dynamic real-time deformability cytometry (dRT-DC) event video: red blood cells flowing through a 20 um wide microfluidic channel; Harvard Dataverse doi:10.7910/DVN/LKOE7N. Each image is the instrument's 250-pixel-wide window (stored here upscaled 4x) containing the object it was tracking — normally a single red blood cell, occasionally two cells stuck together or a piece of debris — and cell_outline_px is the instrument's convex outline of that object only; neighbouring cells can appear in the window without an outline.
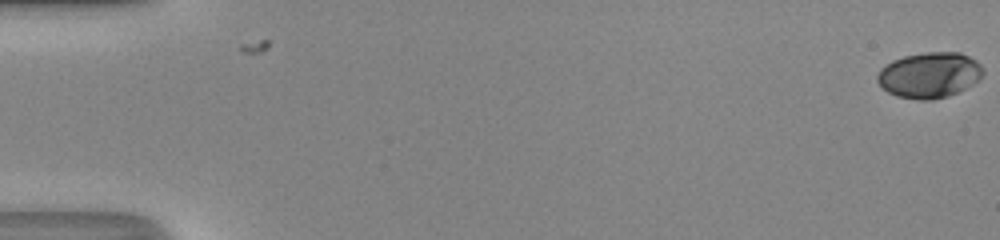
{"species": "human", "species_latin": "Homo sapiens", "temperature_condition": "room temperature", "stored_images_in_passage": 50, "camera_frame_rate_fps": 3000, "um_per_image_px": 0.085, "donor": {"sex": "male"}, "frame": {"image": 1, "passage_image": 1, "time_ms": 0.0, "image_size_px": [1000, 240], "cell_outline_px": [[984, 72], [972, 84], [948, 96], [932, 100], [920, 100], [896, 96], [888, 92], [876, 80], [876, 76], [880, 68], [892, 60], [904, 56], [924, 52], [960, 52], [976, 60], [984, 68]], "centroid_in_image_um": [78.98, 6.37], "position_along_channel_um": 6.0, "area_um2": 28.09}}
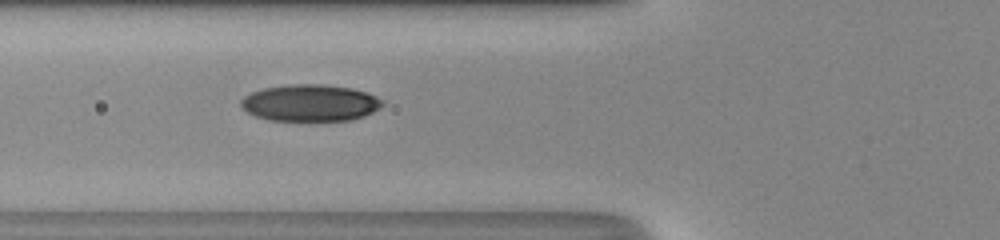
{"frame": {"image": 2, "passage_image": 21, "time_ms": 6.667, "image_size_px": [1000, 240], "cell_outline_px": [[384, 104], [380, 108], [364, 116], [352, 120], [268, 120], [256, 116], [240, 108], [240, 100], [244, 96], [252, 92], [264, 88], [288, 84], [320, 84], [352, 88], [368, 92], [384, 100]], "centroid_in_image_um": [26.37, 8.74], "position_along_channel_um": 99.4, "area_um2": 30.46}}
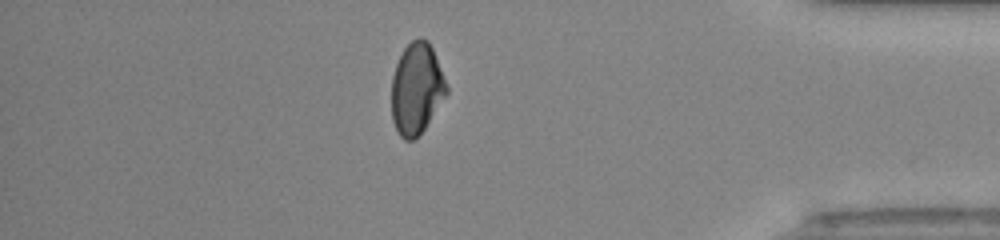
{"frame": {"image": 3, "passage_image": 44, "time_ms": 14.333, "image_size_px": [1000, 240], "cell_outline_px": [[448, 92], [424, 128], [412, 140], [404, 140], [396, 132], [392, 120], [392, 76], [396, 64], [404, 48], [412, 40], [420, 36], [428, 40], [432, 48], [448, 88]], "centroid_in_image_um": [35.38, 7.52], "position_along_channel_um": 399.8, "area_um2": 28.96}, "authors_computed_cell_mechanics": {"area_um2": 29.4202, "velocity_mm_per_s": 4.3601, "shape_relaxation_time_tau1_ms": 4.5908, "shape_relaxation_time_tau2_ms": 10.4184, "deformation_change_tau1": 0.1523, "deformation_change_tau2": 0.1194}}